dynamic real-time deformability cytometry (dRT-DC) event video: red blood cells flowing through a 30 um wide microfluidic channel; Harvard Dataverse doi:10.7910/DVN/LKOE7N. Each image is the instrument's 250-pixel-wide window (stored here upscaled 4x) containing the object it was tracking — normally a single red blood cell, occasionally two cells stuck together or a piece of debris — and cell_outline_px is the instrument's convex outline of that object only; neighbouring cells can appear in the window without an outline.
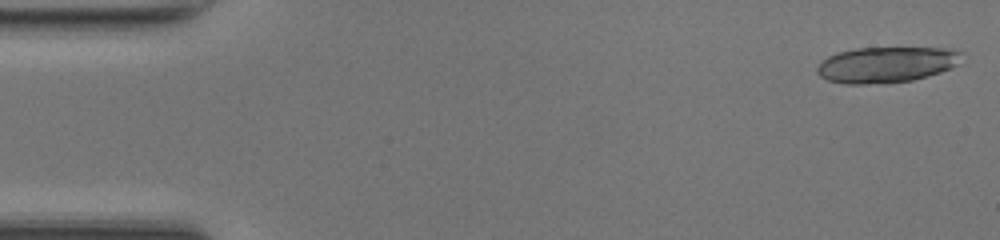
{"species": "common noctule bat (a hibernating species)", "species_latin": "Nyctalus noctula", "temperature_condition": "room temperature", "stored_images_in_passage": 16, "camera_frame_rate_fps": 3000, "um_per_image_px": 0.085, "animal": {"sex": "female", "body_mass_g": 17.0, "forearm_length_mm": 48.0}, "frame": {"image": 1, "passage_image": 1, "time_ms": 0.0, "image_size_px": [1000, 240], "cell_outline_px": [[964, 52], [960, 64], [940, 72], [912, 80], [884, 84], [844, 84], [828, 80], [820, 76], [816, 72], [816, 68], [828, 56], [836, 52], [856, 48], [956, 48]], "centroid_in_image_um": [75.38, 5.49], "position_along_channel_um": 9.6, "area_um2": 30.58}}